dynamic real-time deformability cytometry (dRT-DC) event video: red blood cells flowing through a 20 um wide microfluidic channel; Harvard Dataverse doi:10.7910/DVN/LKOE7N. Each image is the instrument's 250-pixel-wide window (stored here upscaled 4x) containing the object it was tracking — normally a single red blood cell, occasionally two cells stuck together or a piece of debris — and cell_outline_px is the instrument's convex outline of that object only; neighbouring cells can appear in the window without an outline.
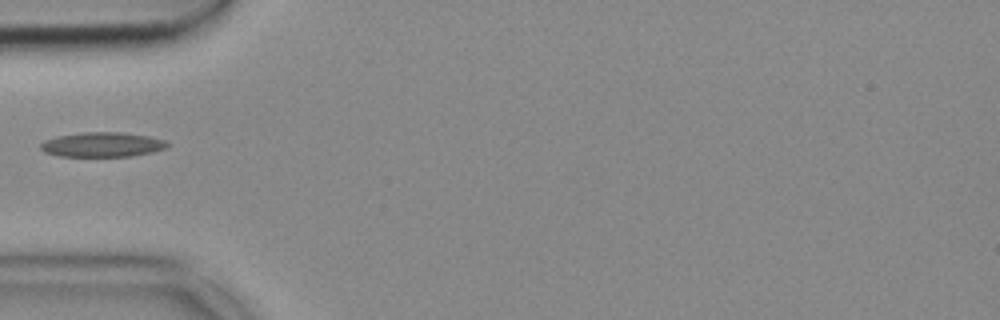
{"species": "common noctule bat (a hibernating species)", "species_latin": "Nyctalus noctula", "temperature_condition": "cold", "stored_images_in_passage": 37, "camera_frame_rate_fps": 3000, "um_per_image_px": 0.085, "animal": {"sex": "female", "body_mass_g": 18.4}, "frame": {"image": 1, "passage_image": 1, "time_ms": 0.0, "image_size_px": [1000, 320], "cell_outline_px": [[168, 144], [164, 148], [152, 152], [132, 156], [60, 156], [44, 152], [40, 148], [40, 144], [44, 140], [56, 136], [84, 132], [124, 132], [148, 136], [164, 140]], "centroid_in_image_um": [8.65, 12.28], "position_along_channel_um": 76.3, "area_um2": 18.15}}
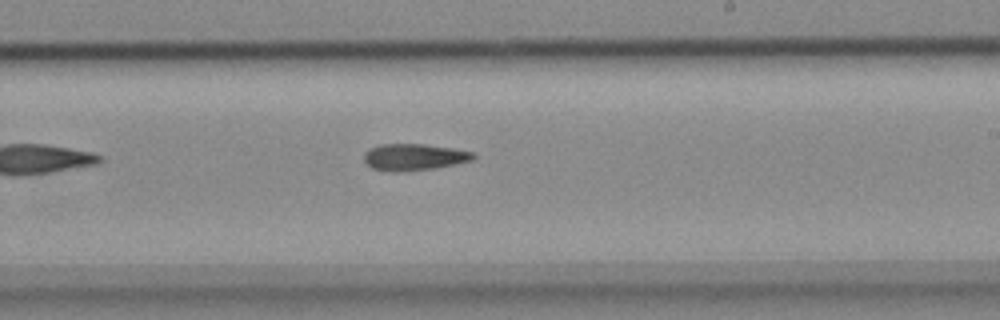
{"frame": {"image": 2, "passage_image": 15, "time_ms": 4.667, "image_size_px": [1000, 320], "cell_outline_px": [[476, 156], [472, 160], [456, 164], [436, 168], [404, 172], [388, 172], [372, 168], [364, 160], [364, 152], [368, 148], [380, 144], [424, 144], [452, 148], [472, 152]], "centroid_in_image_um": [35.16, 13.36], "position_along_channel_um": 253.8, "area_um2": 17.17}}
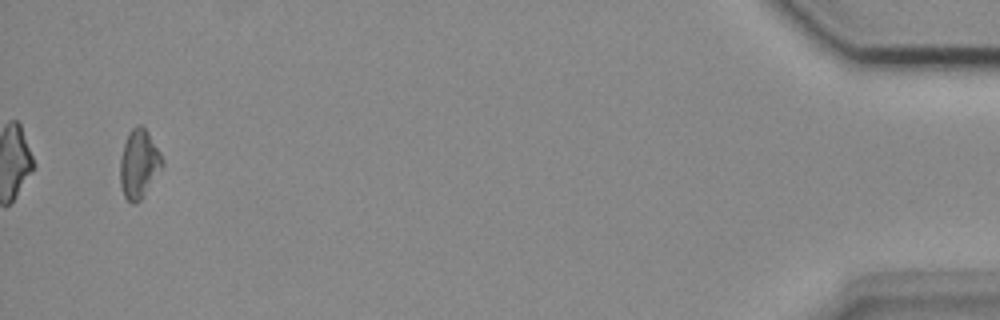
{"frame": {"image": 3, "passage_image": 35, "time_ms": 11.333, "image_size_px": [1000, 320], "cell_outline_px": [[164, 164], [144, 196], [136, 204], [132, 204], [124, 196], [120, 184], [120, 156], [128, 132], [136, 124], [140, 124], [148, 132], [160, 152], [164, 160]], "centroid_in_image_um": [11.81, 13.93], "position_along_channel_um": 423.4, "area_um2": 16.99}}